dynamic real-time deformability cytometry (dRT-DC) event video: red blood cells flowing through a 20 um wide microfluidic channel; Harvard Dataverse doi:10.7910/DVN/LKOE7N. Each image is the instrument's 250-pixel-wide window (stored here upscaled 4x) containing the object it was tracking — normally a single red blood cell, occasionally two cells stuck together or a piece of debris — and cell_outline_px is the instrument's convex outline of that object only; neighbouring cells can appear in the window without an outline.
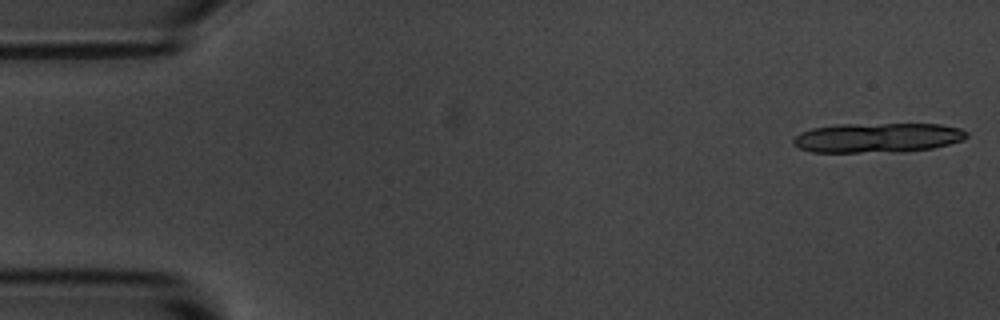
{"species": "common noctule bat (a hibernating species)", "species_latin": "Nyctalus noctula", "temperature_condition": "room temperature", "stored_images_in_passage": 19, "segment_of_instrument_passage": [1, 2], "camera_frame_rate_fps": 3000, "um_per_image_px": 0.085, "animal": {"sex": "male", "body_mass_g": 20.1, "forearm_length_mm": 53.5}, "frame": {"image": 1, "passage_image": 1, "time_ms": 0.0, "image_size_px": [1000, 320], "cell_outline_px": [[968, 136], [964, 140], [932, 148], [904, 152], [812, 152], [800, 148], [792, 144], [792, 140], [800, 132], [812, 128], [840, 124], [940, 124], [960, 128], [968, 132]], "centroid_in_image_um": [74.6, 11.71], "position_along_channel_um": 10.4, "area_um2": 30.17}}